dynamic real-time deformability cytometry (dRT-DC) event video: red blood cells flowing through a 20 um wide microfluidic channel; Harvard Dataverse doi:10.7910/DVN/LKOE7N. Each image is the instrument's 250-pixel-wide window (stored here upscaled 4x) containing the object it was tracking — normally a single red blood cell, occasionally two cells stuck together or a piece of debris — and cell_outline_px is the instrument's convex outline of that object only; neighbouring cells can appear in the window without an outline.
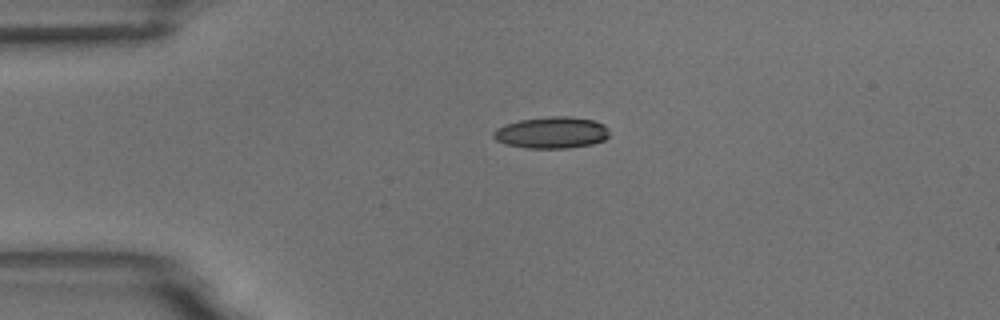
{"species": "common noctule bat (a hibernating species)", "species_latin": "Nyctalus noctula", "temperature_condition": "room temperature", "stored_images_in_passage": 2, "camera_frame_rate_fps": 3000, "um_per_image_px": 0.085, "animal": {"sex": "male", "body_mass_g": 18.8}, "frame": {"image": 1, "passage_image": 1, "time_ms": 0.0, "image_size_px": [1000, 320], "cell_outline_px": [[608, 136], [604, 140], [592, 144], [568, 148], [528, 148], [508, 144], [496, 140], [492, 136], [492, 132], [496, 128], [520, 120], [548, 116], [568, 116], [592, 120], [604, 124], [608, 128]], "centroid_in_image_um": [46.9, 11.27], "position_along_channel_um": 38.1, "area_um2": 21.21}}